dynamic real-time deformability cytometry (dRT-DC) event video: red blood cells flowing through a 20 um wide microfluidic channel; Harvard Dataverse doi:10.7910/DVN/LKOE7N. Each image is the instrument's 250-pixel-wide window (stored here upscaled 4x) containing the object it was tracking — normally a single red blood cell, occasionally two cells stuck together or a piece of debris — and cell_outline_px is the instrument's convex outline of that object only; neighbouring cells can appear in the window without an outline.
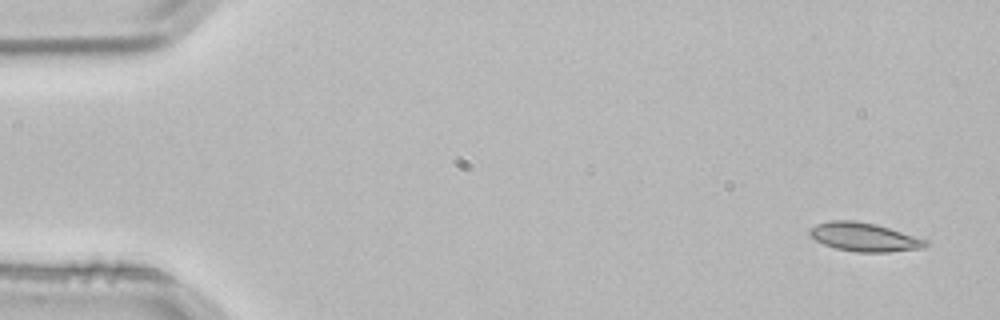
{"species": "common noctule bat (a hibernating species)", "species_latin": "Nyctalus noctula", "temperature_condition": "room temperature", "stored_images_in_passage": 5, "camera_frame_rate_fps": 3000, "um_per_image_px": 0.085, "animal": {"sex": "male", "body_mass_g": 21.5, "forearm_length_mm": 52.0}, "frame": {"image": 1, "passage_image": 1, "time_ms": 0.0, "image_size_px": [1000, 320], "cell_outline_px": [[928, 244], [920, 248], [888, 252], [856, 252], [836, 248], [824, 244], [808, 236], [808, 228], [816, 224], [828, 220], [856, 220], [876, 224], [928, 240]], "centroid_in_image_um": [73.39, 20.13], "position_along_channel_um": 11.6, "area_um2": 19.42}}
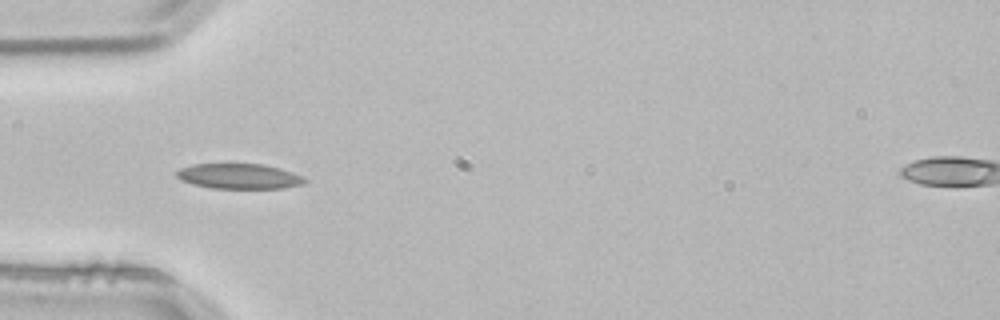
{"frame": {"image": 2, "passage_image": 4, "time_ms": 1.0, "image_size_px": [1000, 320], "cell_outline_px": [[308, 180], [304, 184], [284, 188], [212, 188], [192, 184], [180, 180], [176, 176], [176, 172], [180, 168], [192, 164], [264, 164], [280, 168], [304, 176]], "centroid_in_image_um": [20.34, 14.98], "position_along_channel_um": 64.7, "area_um2": 18.96}}